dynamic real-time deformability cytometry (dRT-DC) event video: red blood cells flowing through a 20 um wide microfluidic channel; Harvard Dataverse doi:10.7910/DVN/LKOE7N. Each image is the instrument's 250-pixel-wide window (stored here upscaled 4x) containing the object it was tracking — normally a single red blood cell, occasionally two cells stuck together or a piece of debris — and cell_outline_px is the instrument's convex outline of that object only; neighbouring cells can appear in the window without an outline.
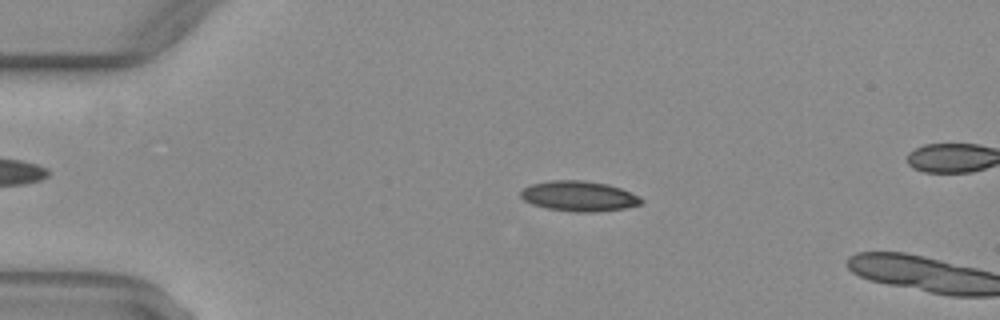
{"species": "common noctule bat (a hibernating species)", "species_latin": "Nyctalus noctula", "temperature_condition": "warm", "stored_images_in_passage": 13, "camera_frame_rate_fps": 3000, "um_per_image_px": 0.085, "animal": {"sex": "female", "body_mass_g": 29.2, "forearm_length_mm": 56.3}, "frame": {"image": 1, "passage_image": 11, "time_ms": 3.333, "image_size_px": [1000, 320], "cell_outline_px": [[644, 200], [640, 204], [628, 208], [600, 212], [572, 212], [548, 208], [532, 204], [524, 200], [520, 196], [520, 192], [528, 184], [548, 180], [584, 180], [608, 184], [620, 188], [640, 196]], "centroid_in_image_um": [49.22, 16.67], "position_along_channel_um": 35.8, "area_um2": 21.56}}